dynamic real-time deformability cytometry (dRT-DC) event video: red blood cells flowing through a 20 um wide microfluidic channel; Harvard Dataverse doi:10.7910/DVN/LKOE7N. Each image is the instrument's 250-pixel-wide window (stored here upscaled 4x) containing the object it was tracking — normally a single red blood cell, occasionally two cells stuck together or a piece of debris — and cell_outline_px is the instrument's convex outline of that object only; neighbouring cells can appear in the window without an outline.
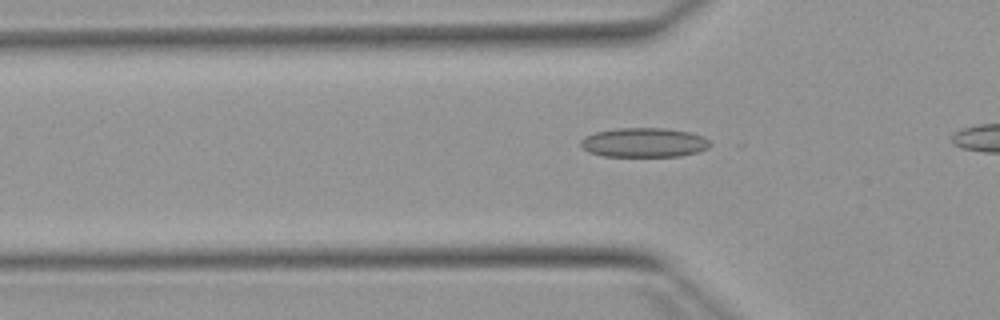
{"species": "Egyptian fruit bat (a non-hibernating species)", "species_latin": "Rousettus aegyptiacus", "temperature_condition": "warm", "stored_images_in_passage": 35, "camera_frame_rate_fps": 3000, "um_per_image_px": 0.085, "animal": {"sex": "female"}, "frame": {"image": 1, "passage_image": 10, "time_ms": 3.0, "image_size_px": [1000, 320], "cell_outline_px": [[712, 144], [708, 148], [696, 152], [680, 156], [600, 156], [588, 152], [580, 144], [580, 140], [584, 136], [596, 132], [616, 128], [668, 128], [688, 132], [704, 136]], "centroid_in_image_um": [54.73, 12.11], "position_along_channel_um": 71.1, "area_um2": 22.25}}
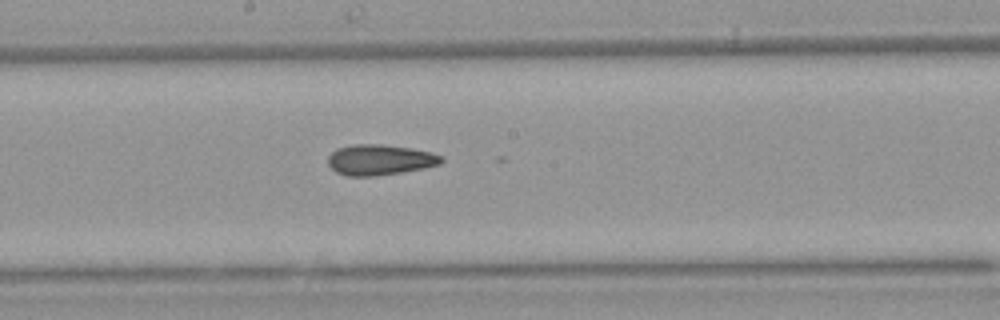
{"frame": {"image": 2, "passage_image": 21, "time_ms": 6.667, "image_size_px": [1000, 320], "cell_outline_px": [[444, 160], [440, 164], [424, 168], [376, 176], [348, 176], [336, 172], [328, 164], [328, 156], [336, 148], [352, 144], [380, 144], [412, 148], [432, 152], [444, 156]], "centroid_in_image_um": [32.3, 13.57], "position_along_channel_um": 215.9, "area_um2": 20.35}}
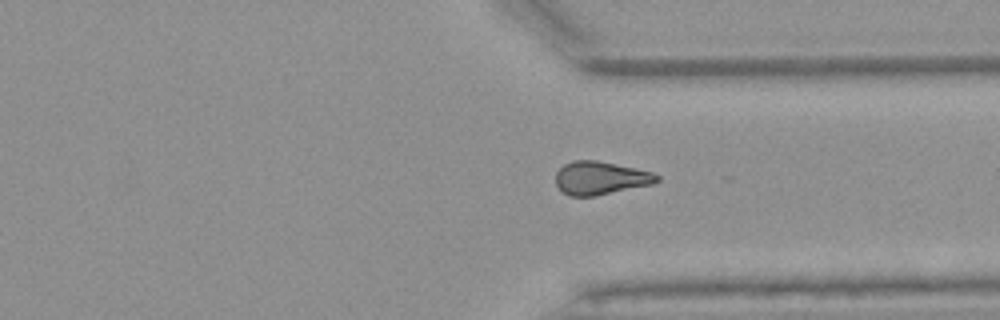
{"frame": {"image": 3, "passage_image": 32, "time_ms": 10.333, "image_size_px": [1000, 320], "cell_outline_px": [[660, 180], [652, 184], [596, 196], [568, 196], [556, 184], [556, 172], [564, 164], [572, 160], [596, 160], [636, 168], [652, 172], [660, 176]], "centroid_in_image_um": [51.04, 15.13], "position_along_channel_um": 360.4, "area_um2": 19.59}}